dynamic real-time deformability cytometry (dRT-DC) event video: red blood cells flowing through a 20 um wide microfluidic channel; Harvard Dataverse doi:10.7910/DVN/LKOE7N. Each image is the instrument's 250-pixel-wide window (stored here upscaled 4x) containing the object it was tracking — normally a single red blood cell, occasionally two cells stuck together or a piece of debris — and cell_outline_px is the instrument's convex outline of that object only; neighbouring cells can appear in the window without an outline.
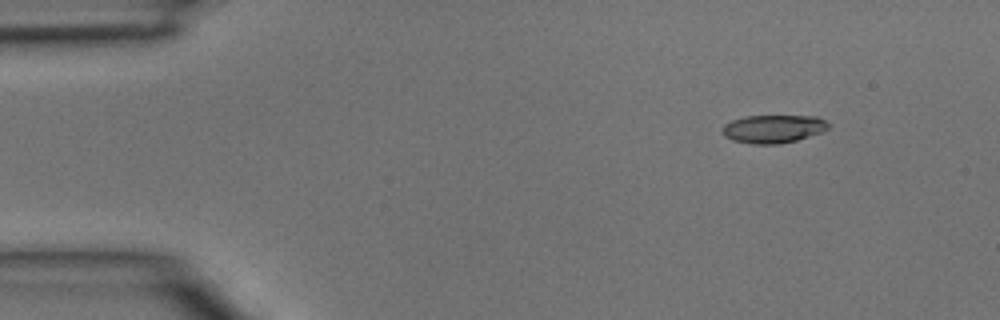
{"species": "common noctule bat (a hibernating species)", "species_latin": "Nyctalus noctula", "temperature_condition": "room temperature", "stored_images_in_passage": 3, "camera_frame_rate_fps": 3000, "um_per_image_px": 0.085, "animal": {"sex": "male", "body_mass_g": 15.6}, "frame": {"image": 1, "passage_image": 1, "time_ms": 0.0, "image_size_px": [1000, 320], "cell_outline_px": [[832, 124], [828, 128], [820, 132], [796, 140], [780, 144], [752, 144], [732, 140], [724, 136], [720, 128], [724, 124], [732, 120], [744, 116], [816, 116]], "centroid_in_image_um": [65.69, 10.95], "position_along_channel_um": 19.3, "area_um2": 17.46}}